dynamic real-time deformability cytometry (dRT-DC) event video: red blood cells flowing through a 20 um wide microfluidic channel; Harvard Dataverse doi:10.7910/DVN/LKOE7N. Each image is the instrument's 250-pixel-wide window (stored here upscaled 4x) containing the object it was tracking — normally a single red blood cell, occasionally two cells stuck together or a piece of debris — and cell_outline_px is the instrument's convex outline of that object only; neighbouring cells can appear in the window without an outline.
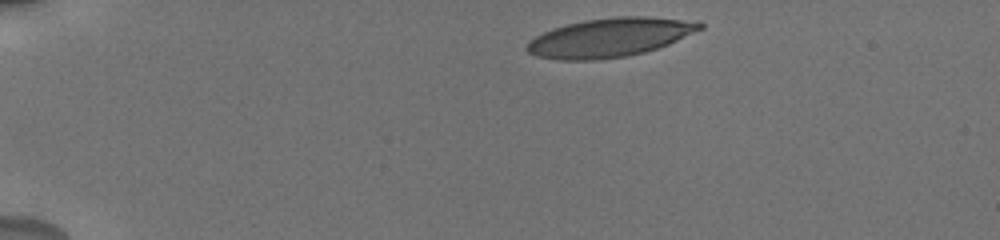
{"species": "human", "species_latin": "Homo sapiens", "temperature_condition": "cold", "stored_images_in_passage": 34, "camera_frame_rate_fps": 3000, "um_per_image_px": 0.085, "donor": {"sex": "male"}, "frame": {"image": 1, "passage_image": 1, "time_ms": 0.0, "image_size_px": [1000, 240], "cell_outline_px": [[704, 28], [668, 44], [644, 52], [628, 56], [596, 60], [556, 60], [536, 56], [528, 52], [524, 48], [528, 40], [552, 28], [584, 20], [616, 16], [644, 16], [700, 20], [704, 24]], "centroid_in_image_um": [51.85, 3.18], "position_along_channel_um": 33.2, "area_um2": 39.59}}
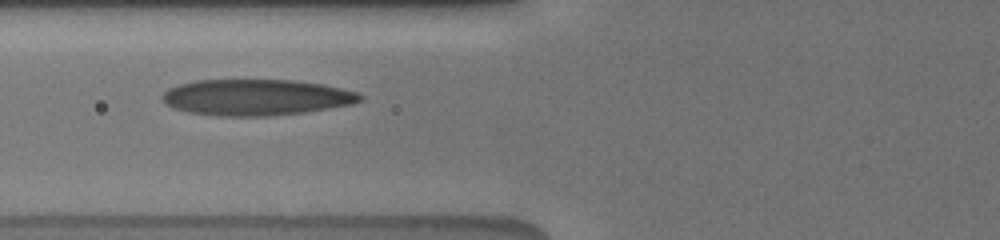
{"frame": {"image": 2, "passage_image": 9, "time_ms": 4.0, "image_size_px": [1000, 240], "cell_outline_px": [[364, 100], [352, 104], [304, 112], [268, 116], [220, 116], [188, 112], [172, 108], [160, 96], [168, 88], [180, 84], [196, 80], [296, 80], [324, 84], [356, 92], [364, 96]], "centroid_in_image_um": [21.78, 8.27], "position_along_channel_um": 104.0, "area_um2": 41.67}}
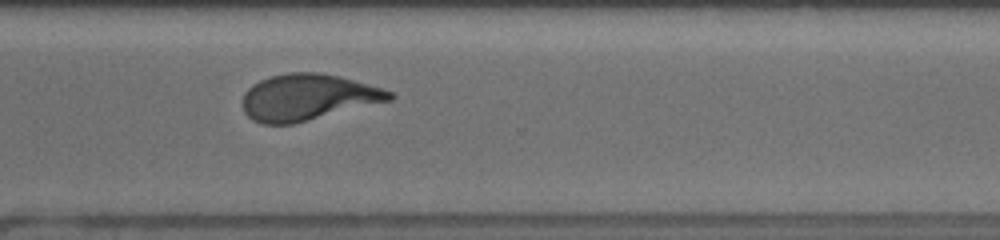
{"frame": {"image": 3, "passage_image": 27, "time_ms": 10.333, "image_size_px": [1000, 240], "cell_outline_px": [[396, 96], [392, 100], [292, 124], [260, 124], [252, 120], [244, 112], [244, 92], [252, 84], [260, 80], [272, 76], [288, 72], [316, 72], [336, 76], [384, 88], [392, 92]], "centroid_in_image_um": [26.16, 8.27], "position_along_channel_um": 344.4, "area_um2": 39.42}, "authors_computed_cell_mechanics": {"area_um2": 40.2288, "velocity_mm_per_s": 3.7976, "shape_relaxation_time_tau1_ms": 5.1776, "shape_relaxation_time_tau2_ms": 1.2533, "deformation_change_tau1": 0.2222, "deformation_change_tau2": 0.0865}}